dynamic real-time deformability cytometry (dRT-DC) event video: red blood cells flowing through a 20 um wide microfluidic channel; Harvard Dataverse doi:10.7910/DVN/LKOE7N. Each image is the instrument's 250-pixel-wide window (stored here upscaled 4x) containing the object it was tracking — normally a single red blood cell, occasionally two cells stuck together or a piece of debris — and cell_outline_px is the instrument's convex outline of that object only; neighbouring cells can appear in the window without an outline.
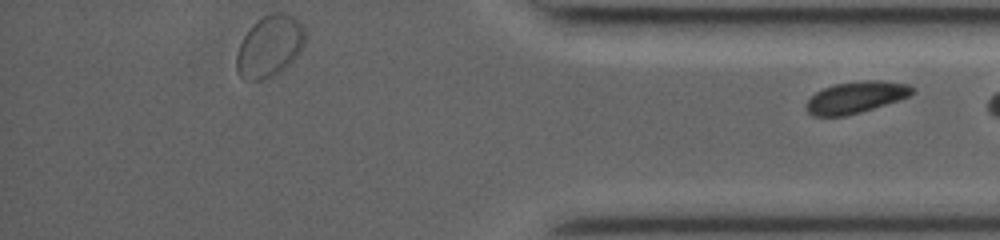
{"species": "common noctule bat (a hibernating species)", "species_latin": "Nyctalus noctula", "temperature_condition": "room temperature", "stored_images_in_passage": 49, "segment_of_instrument_passage": [2, 2], "camera_frame_rate_fps": 3000, "um_per_image_px": 0.085, "animal": {"sex": "female", "body_mass_g": 19.0, "forearm_length_mm": 53.3}, "frame": {"image": 1, "passage_image": 49, "time_ms": 10.333, "image_size_px": [1000, 240], "cell_outline_px": [[916, 92], [908, 96], [860, 112], [844, 116], [812, 116], [804, 108], [804, 104], [816, 92], [824, 88], [836, 84], [860, 80], [880, 80], [908, 84], [916, 88]], "centroid_in_image_um": [72.73, 8.26], "position_along_channel_um": 362.5, "area_um2": 19.48}}